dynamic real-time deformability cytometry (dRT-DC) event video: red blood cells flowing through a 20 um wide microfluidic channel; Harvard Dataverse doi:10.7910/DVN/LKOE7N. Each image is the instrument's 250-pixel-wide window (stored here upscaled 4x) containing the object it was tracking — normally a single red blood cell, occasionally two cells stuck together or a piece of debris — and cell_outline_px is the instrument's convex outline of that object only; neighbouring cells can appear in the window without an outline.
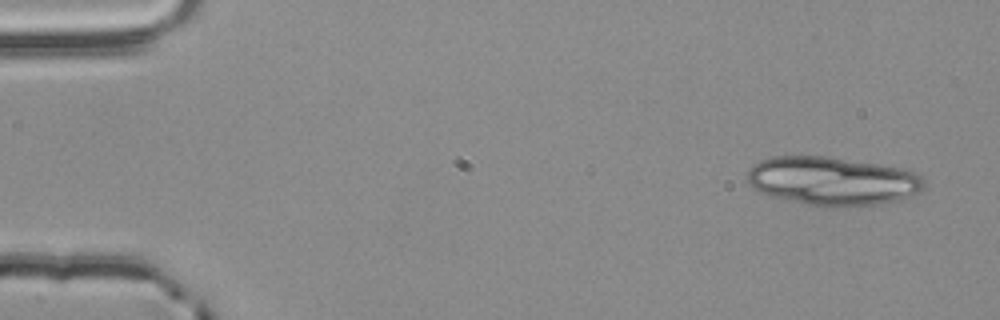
{"species": "common noctule bat (a hibernating species)", "species_latin": "Nyctalus noctula", "temperature_condition": "room temperature", "stored_images_in_passage": 37, "segment_of_instrument_passage": [1, 2], "camera_frame_rate_fps": 3000, "um_per_image_px": 0.085, "animal": {"sex": "male", "body_mass_g": 20.4}, "frame": {"image": 1, "passage_image": 1, "time_ms": 0.0, "image_size_px": [1000, 320], "cell_outline_px": [[924, 188], [920, 192], [900, 200], [876, 204], [832, 208], [824, 208], [804, 204], [772, 196], [760, 192], [748, 180], [748, 168], [752, 164], [760, 160], [772, 156], [828, 156], [900, 168], [916, 172], [924, 180]], "centroid_in_image_um": [70.76, 15.39], "position_along_channel_um": 14.2, "area_um2": 50.23}}